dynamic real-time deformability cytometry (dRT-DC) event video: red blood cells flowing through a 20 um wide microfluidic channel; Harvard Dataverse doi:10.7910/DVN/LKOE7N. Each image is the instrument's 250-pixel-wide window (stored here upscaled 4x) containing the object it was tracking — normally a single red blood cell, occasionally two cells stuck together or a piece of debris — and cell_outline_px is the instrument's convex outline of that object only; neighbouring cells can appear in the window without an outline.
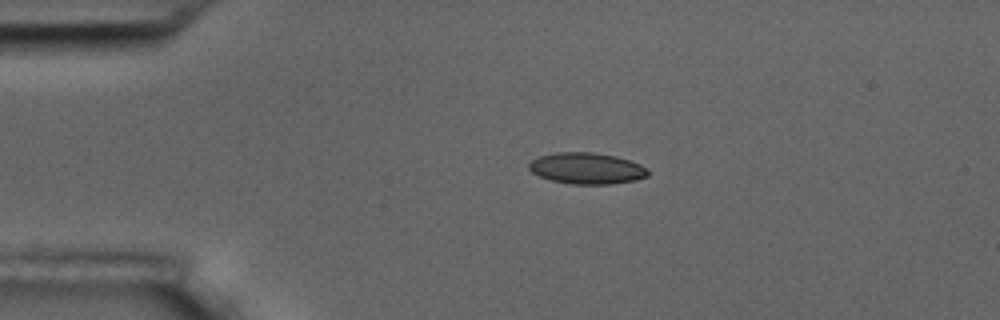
{"species": "common noctule bat (a hibernating species)", "species_latin": "Nyctalus noctula", "temperature_condition": "room temperature", "stored_images_in_passage": 4, "segment_of_instrument_passage": [1, 2], "camera_frame_rate_fps": 3000, "um_per_image_px": 0.085, "animal": {"sex": "male", "body_mass_g": 17.5, "forearm_length_mm": 52.3}, "frame": {"image": 1, "passage_image": 2, "time_ms": 1.0, "image_size_px": [1000, 320], "cell_outline_px": [[648, 176], [636, 180], [612, 184], [572, 184], [552, 180], [540, 176], [532, 172], [528, 168], [528, 164], [532, 160], [540, 156], [556, 152], [592, 152], [616, 156], [640, 164], [648, 168]], "centroid_in_image_um": [49.89, 14.31], "position_along_channel_um": 35.1, "area_um2": 21.68}}